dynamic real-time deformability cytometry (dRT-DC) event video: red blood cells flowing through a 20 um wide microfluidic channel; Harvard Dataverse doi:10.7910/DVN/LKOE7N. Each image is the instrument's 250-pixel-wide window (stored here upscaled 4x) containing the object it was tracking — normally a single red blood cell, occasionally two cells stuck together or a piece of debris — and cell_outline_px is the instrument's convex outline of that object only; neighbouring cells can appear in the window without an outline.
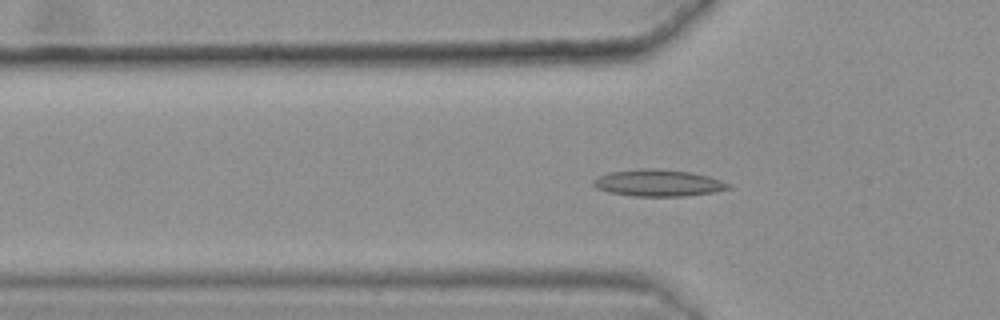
{"species": "common noctule bat (a hibernating species)", "species_latin": "Nyctalus noctula", "temperature_condition": "warm", "stored_images_in_passage": 47, "camera_frame_rate_fps": 3000, "um_per_image_px": 0.085, "animal": {"sex": "female", "body_mass_g": 25.1}, "frame": {"image": 1, "passage_image": 18, "time_ms": 5.667, "image_size_px": [1000, 320], "cell_outline_px": [[732, 188], [712, 192], [684, 196], [632, 196], [608, 192], [596, 188], [592, 184], [592, 180], [608, 172], [640, 168], [660, 168], [692, 172], [708, 176], [732, 184]], "centroid_in_image_um": [55.94, 15.54], "position_along_channel_um": 69.9, "area_um2": 21.27}}
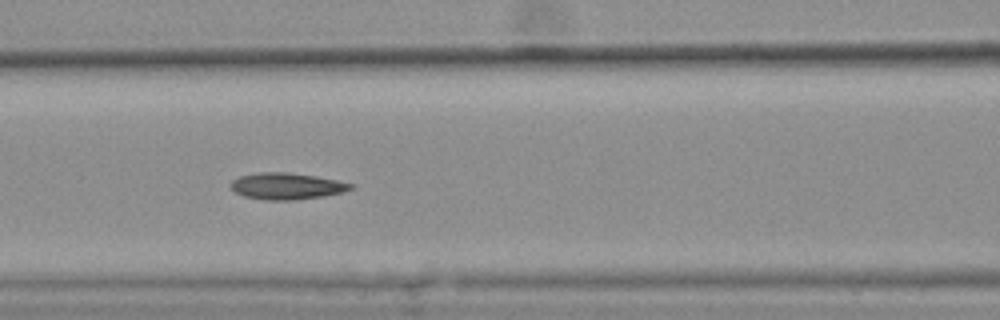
{"frame": {"image": 2, "passage_image": 24, "time_ms": 7.667, "image_size_px": [1000, 320], "cell_outline_px": [[356, 184], [352, 188], [344, 192], [324, 196], [296, 200], [264, 200], [244, 196], [236, 192], [228, 184], [232, 180], [240, 176], [260, 172], [288, 172], [316, 176]], "centroid_in_image_um": [24.38, 15.82], "position_along_channel_um": 142.2, "area_um2": 18.67}}
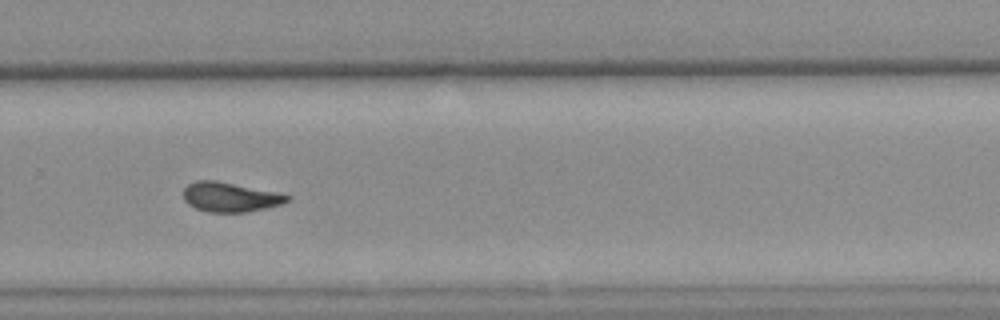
{"frame": {"image": 3, "passage_image": 38, "time_ms": 12.333, "image_size_px": [1000, 320], "cell_outline_px": [[292, 196], [288, 200], [280, 204], [248, 212], [208, 212], [196, 208], [188, 204], [184, 200], [184, 188], [188, 184], [196, 180], [216, 180], [276, 192]], "centroid_in_image_um": [19.53, 16.74], "position_along_channel_um": 310.3, "area_um2": 17.74}, "authors_computed_cell_mechanics": {"area_um2": 18.5538, "velocity_mm_per_s": 3.6095, "shape_relaxation_time_tau1_ms": null, "shape_relaxation_time_tau2_ms": 3.6749, "deformation_change_tau1": null, "deformation_change_tau2": 0.0973}}